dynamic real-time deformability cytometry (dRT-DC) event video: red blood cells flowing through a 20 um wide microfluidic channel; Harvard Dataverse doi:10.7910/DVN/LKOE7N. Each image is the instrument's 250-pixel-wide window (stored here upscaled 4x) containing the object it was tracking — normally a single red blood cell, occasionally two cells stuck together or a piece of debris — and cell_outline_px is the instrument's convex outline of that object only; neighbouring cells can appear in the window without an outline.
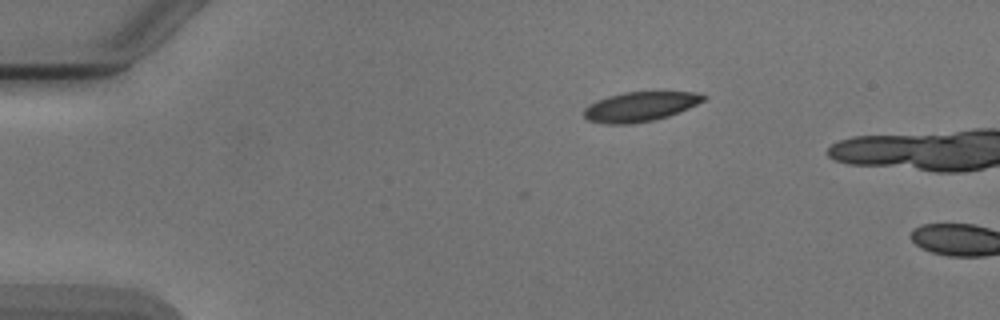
{"species": "Egyptian fruit bat (a non-hibernating species)", "species_latin": "Rousettus aegyptiacus", "temperature_condition": "cold", "stored_images_in_passage": 2, "camera_frame_rate_fps": 3000, "um_per_image_px": 0.085, "animal": {"sex": "male"}, "frame": {"image": 1, "passage_image": 1, "time_ms": 0.0, "image_size_px": [1000, 320], "cell_outline_px": [[708, 96], [704, 100], [688, 108], [668, 116], [656, 120], [632, 124], [604, 124], [588, 120], [584, 116], [584, 108], [588, 104], [596, 100], [608, 96], [624, 92], [696, 92]], "centroid_in_image_um": [54.38, 9.07], "position_along_channel_um": 30.6, "area_um2": 20.69}}